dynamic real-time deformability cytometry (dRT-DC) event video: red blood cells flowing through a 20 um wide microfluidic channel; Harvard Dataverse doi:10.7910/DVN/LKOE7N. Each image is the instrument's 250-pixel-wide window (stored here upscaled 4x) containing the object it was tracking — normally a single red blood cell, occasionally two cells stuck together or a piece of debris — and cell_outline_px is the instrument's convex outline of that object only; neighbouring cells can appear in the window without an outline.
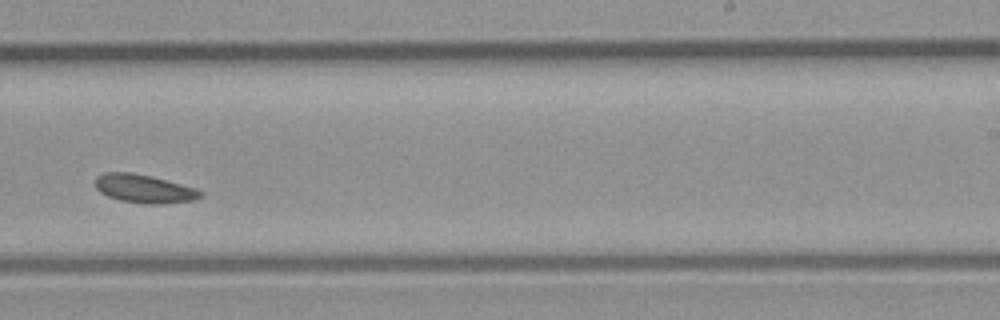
{"species": "common noctule bat (a hibernating species)", "species_latin": "Nyctalus noctula", "temperature_condition": "room temperature", "stored_images_in_passage": 35, "camera_frame_rate_fps": 3000, "um_per_image_px": 0.085, "animal": {"sex": "male", "body_mass_g": 23.1, "forearm_length_mm": 52.7}, "frame": {"image": 1, "passage_image": 20, "time_ms": 6.333, "image_size_px": [1000, 320], "cell_outline_px": [[204, 192], [200, 196], [192, 200], [160, 204], [148, 204], [120, 200], [108, 196], [100, 192], [96, 188], [96, 176], [104, 172], [132, 172], [152, 176], [196, 188]], "centroid_in_image_um": [12.23, 16.03], "position_along_channel_um": 276.8, "area_um2": 17.34}}